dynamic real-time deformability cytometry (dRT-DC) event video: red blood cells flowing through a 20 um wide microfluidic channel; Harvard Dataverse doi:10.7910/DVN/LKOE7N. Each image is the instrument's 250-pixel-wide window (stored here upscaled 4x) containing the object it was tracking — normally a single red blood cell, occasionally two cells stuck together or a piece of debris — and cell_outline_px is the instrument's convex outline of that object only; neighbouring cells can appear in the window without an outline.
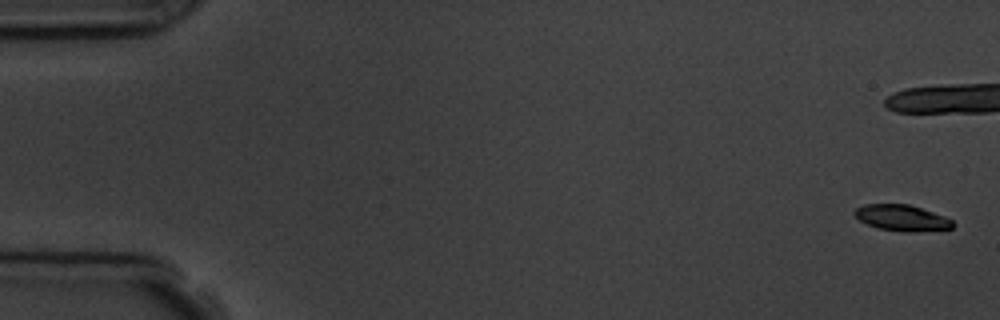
{"species": "common noctule bat (a hibernating species)", "species_latin": "Nyctalus noctula", "temperature_condition": "room temperature", "stored_images_in_passage": 9, "camera_frame_rate_fps": 3000, "um_per_image_px": 0.085, "animal": {"sex": "male", "body_mass_g": 19.5, "forearm_length_mm": 54.6}, "frame": {"image": 1, "passage_image": 1, "time_ms": 0.0, "image_size_px": [1000, 320], "cell_outline_px": [[956, 224], [952, 228], [916, 232], [904, 232], [880, 228], [868, 224], [860, 220], [852, 212], [856, 208], [864, 204], [908, 204], [944, 216], [952, 220]], "centroid_in_image_um": [76.67, 18.52], "position_along_channel_um": 8.3, "area_um2": 14.8}}